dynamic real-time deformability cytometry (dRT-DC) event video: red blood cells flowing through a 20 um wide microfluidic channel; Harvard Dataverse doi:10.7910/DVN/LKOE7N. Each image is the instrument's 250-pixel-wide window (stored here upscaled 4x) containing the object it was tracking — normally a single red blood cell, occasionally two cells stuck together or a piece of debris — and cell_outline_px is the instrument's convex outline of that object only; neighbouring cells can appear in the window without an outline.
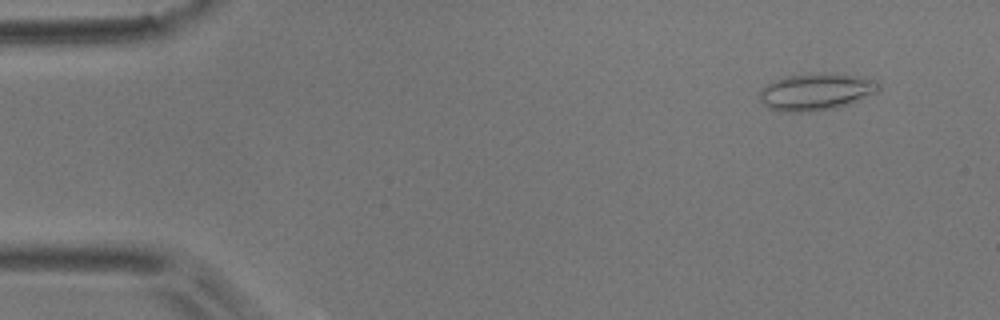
{"species": "common noctule bat (a hibernating species)", "species_latin": "Nyctalus noctula", "temperature_condition": "room temperature", "stored_images_in_passage": 4, "camera_frame_rate_fps": 3000, "um_per_image_px": 0.085, "animal": {"sex": "male", "body_mass_g": 17.9}, "frame": {"image": 1, "passage_image": 1, "time_ms": 0.0, "image_size_px": [1000, 320], "cell_outline_px": [[880, 88], [876, 92], [848, 104], [836, 108], [808, 112], [780, 112], [768, 108], [760, 100], [760, 92], [772, 80], [784, 76], [832, 72], [880, 80]], "centroid_in_image_um": [69.37, 7.8], "position_along_channel_um": 15.6, "area_um2": 25.84}}